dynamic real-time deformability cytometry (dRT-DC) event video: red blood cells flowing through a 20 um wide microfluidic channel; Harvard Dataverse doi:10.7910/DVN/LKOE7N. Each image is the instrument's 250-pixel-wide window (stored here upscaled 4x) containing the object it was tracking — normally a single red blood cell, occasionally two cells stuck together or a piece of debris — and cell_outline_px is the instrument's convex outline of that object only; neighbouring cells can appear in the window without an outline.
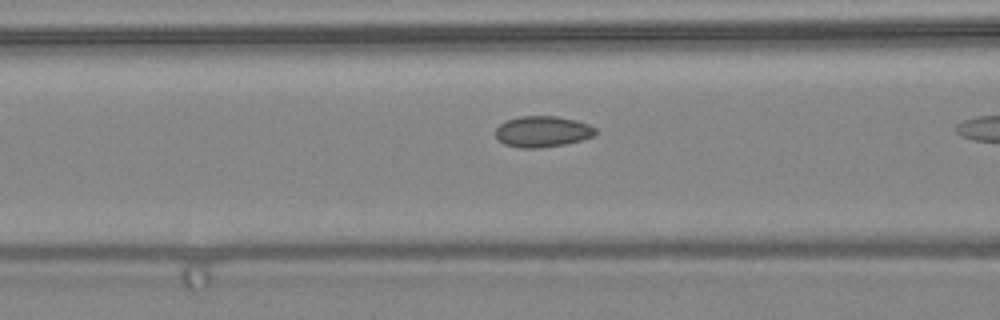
{"species": "common noctule bat (a hibernating species)", "species_latin": "Nyctalus noctula", "temperature_condition": "warm", "stored_images_in_passage": 35, "camera_frame_rate_fps": 3000, "um_per_image_px": 0.085, "animal": {"sex": "female", "body_mass_g": 24.6, "forearm_length_mm": 56.2}, "frame": {"image": 1, "passage_image": 17, "time_ms": 5.333, "image_size_px": [1000, 320], "cell_outline_px": [[596, 132], [592, 136], [580, 140], [564, 144], [540, 148], [520, 148], [504, 144], [496, 136], [496, 128], [504, 120], [520, 116], [556, 116], [576, 120], [588, 124], [596, 128]], "centroid_in_image_um": [46.08, 11.17], "position_along_channel_um": 120.5, "area_um2": 18.03}}
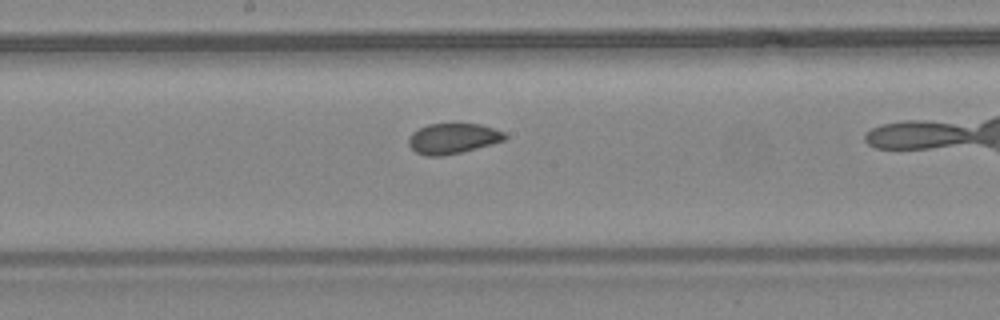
{"frame": {"image": 2, "passage_image": 23, "time_ms": 7.333, "image_size_px": [1000, 320], "cell_outline_px": [[508, 136], [504, 140], [476, 148], [444, 156], [424, 156], [416, 152], [408, 144], [408, 140], [412, 132], [428, 124], [480, 124], [504, 132]], "centroid_in_image_um": [38.47, 11.78], "position_along_channel_um": 209.7, "area_um2": 16.88}}
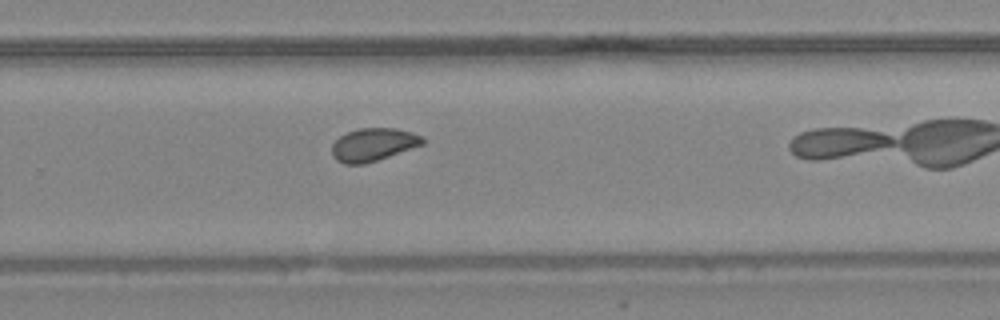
{"frame": {"image": 3, "passage_image": 29, "time_ms": 9.333, "image_size_px": [1000, 320], "cell_outline_px": [[424, 144], [364, 164], [344, 164], [336, 160], [332, 156], [332, 144], [340, 136], [348, 132], [360, 128], [396, 128], [412, 132], [424, 136]], "centroid_in_image_um": [31.73, 12.28], "position_along_channel_um": 298.1, "area_um2": 17.34}}